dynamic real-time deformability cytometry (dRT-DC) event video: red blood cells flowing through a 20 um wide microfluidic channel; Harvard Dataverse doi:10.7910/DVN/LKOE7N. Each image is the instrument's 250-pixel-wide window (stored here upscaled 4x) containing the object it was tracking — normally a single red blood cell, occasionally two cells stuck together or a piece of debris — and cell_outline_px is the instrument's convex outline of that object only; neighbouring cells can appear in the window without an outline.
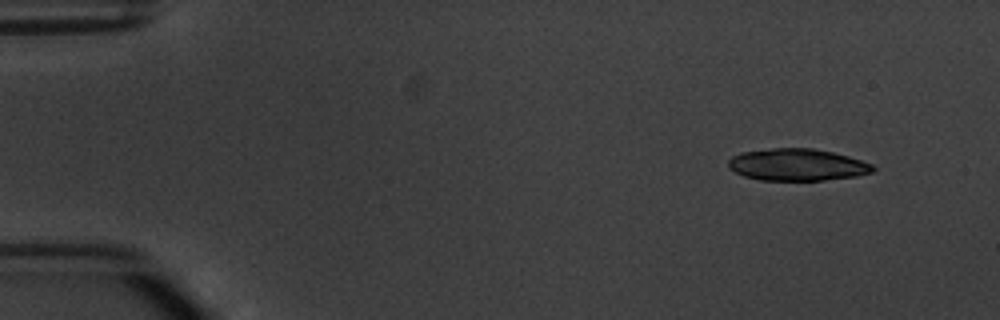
{"species": "common noctule bat (a hibernating species)", "species_latin": "Nyctalus noctula", "temperature_condition": "warm", "stored_images_in_passage": 3, "camera_frame_rate_fps": 3000, "um_per_image_px": 0.085, "animal": {"sex": "male", "body_mass_g": 20.1, "forearm_length_mm": 53.5}, "frame": {"image": 1, "passage_image": 1, "time_ms": 0.0, "image_size_px": [1000, 320], "cell_outline_px": [[876, 168], [872, 172], [856, 176], [824, 180], [760, 180], [744, 176], [728, 168], [728, 160], [732, 156], [740, 152], [772, 148], [812, 148], [832, 152], [848, 156], [872, 164]], "centroid_in_image_um": [67.74, 14.0], "position_along_channel_um": 17.3, "area_um2": 26.93}}